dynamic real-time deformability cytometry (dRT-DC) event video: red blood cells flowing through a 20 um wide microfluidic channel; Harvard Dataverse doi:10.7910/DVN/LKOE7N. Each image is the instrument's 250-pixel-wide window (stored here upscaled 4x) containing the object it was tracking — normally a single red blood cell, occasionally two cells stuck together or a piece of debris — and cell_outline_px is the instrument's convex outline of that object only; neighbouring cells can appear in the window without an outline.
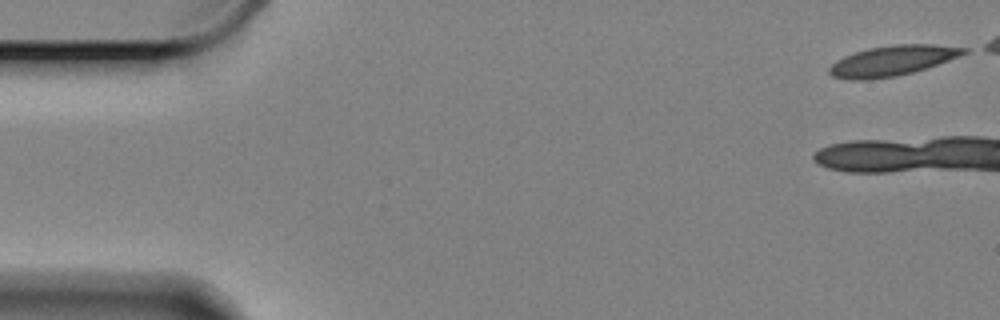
{"species": "Egyptian fruit bat (a non-hibernating species)", "species_latin": "Rousettus aegyptiacus", "temperature_condition": "cold", "stored_images_in_passage": 15, "camera_frame_rate_fps": 3000, "um_per_image_px": 0.085, "animal": {"sex": "female"}, "frame": {"image": 1, "passage_image": 1, "time_ms": 0.0, "image_size_px": [1000, 320], "cell_outline_px": [[968, 52], [948, 60], [912, 72], [896, 76], [868, 80], [848, 80], [832, 76], [828, 72], [828, 68], [836, 60], [844, 56], [868, 48], [896, 44], [932, 44], [968, 48]], "centroid_in_image_um": [75.8, 5.16], "position_along_channel_um": 9.2, "area_um2": 23.52}}